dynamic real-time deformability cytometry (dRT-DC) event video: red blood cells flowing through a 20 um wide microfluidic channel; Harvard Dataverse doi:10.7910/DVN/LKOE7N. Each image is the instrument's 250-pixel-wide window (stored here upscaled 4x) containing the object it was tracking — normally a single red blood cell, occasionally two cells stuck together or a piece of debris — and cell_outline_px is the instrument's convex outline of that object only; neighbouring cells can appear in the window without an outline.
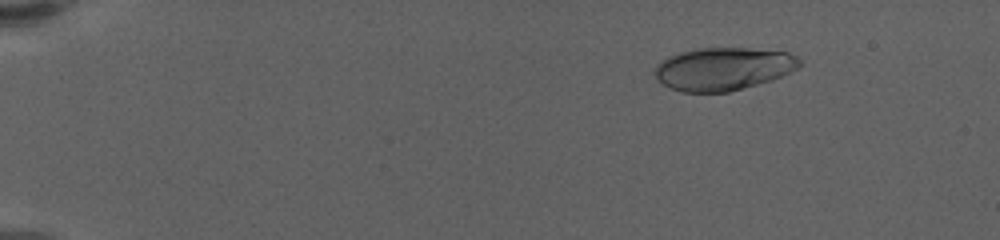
{"species": "human", "species_latin": "Homo sapiens", "temperature_condition": "warm", "stored_images_in_passage": 61, "camera_frame_rate_fps": 3000, "um_per_image_px": 0.085, "donor": {"sex": "female"}, "frame": {"image": 1, "passage_image": 9, "time_ms": 2.667, "image_size_px": [1000, 240], "cell_outline_px": [[804, 64], [772, 80], [728, 92], [684, 92], [672, 88], [656, 80], [652, 72], [656, 64], [668, 56], [680, 52], [696, 48], [748, 48], [788, 52], [796, 56]], "centroid_in_image_um": [61.44, 5.84], "position_along_channel_um": 23.6, "area_um2": 36.24}}
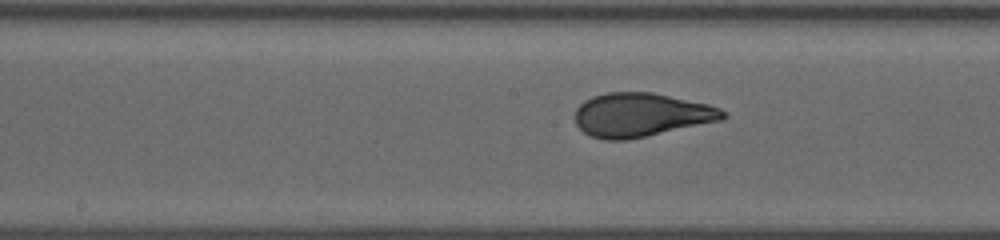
{"frame": {"image": 2, "passage_image": 34, "time_ms": 11.0, "image_size_px": [1000, 240], "cell_outline_px": [[728, 116], [720, 120], [628, 140], [604, 140], [592, 136], [584, 132], [576, 124], [576, 108], [584, 100], [592, 96], [608, 92], [652, 92], [708, 104], [720, 108], [728, 112]], "centroid_in_image_um": [54.49, 9.76], "position_along_channel_um": 193.7, "area_um2": 37.63}}
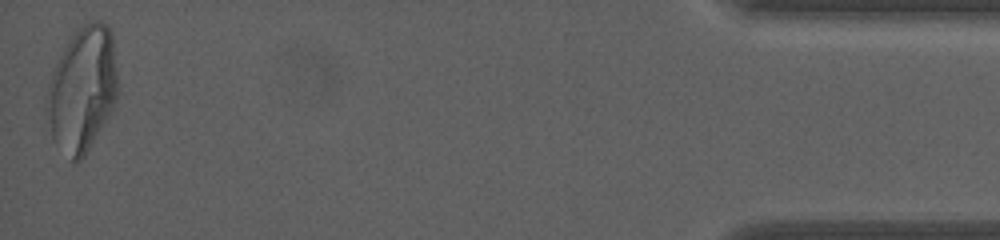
{"frame": {"image": 3, "passage_image": 61, "time_ms": 20.0, "image_size_px": [1000, 240], "cell_outline_px": [[116, 100], [108, 116], [84, 156], [80, 160], [72, 160], [52, 136], [44, 108], [44, 104], [48, 84], [56, 64], [60, 56], [76, 28], [88, 20], [100, 20], [112, 32], [116, 68]], "centroid_in_image_um": [6.98, 7.53], "position_along_channel_um": 428.2, "area_um2": 50.98}, "authors_computed_cell_mechanics": {"area_um2": 37.5122, "velocity_mm_per_s": 3.473, "shape_relaxation_time_tau1_ms": 5.4519, "shape_relaxation_time_tau2_ms": null, "deformation_change_tau1": 0.2308, "deformation_change_tau2": null}}